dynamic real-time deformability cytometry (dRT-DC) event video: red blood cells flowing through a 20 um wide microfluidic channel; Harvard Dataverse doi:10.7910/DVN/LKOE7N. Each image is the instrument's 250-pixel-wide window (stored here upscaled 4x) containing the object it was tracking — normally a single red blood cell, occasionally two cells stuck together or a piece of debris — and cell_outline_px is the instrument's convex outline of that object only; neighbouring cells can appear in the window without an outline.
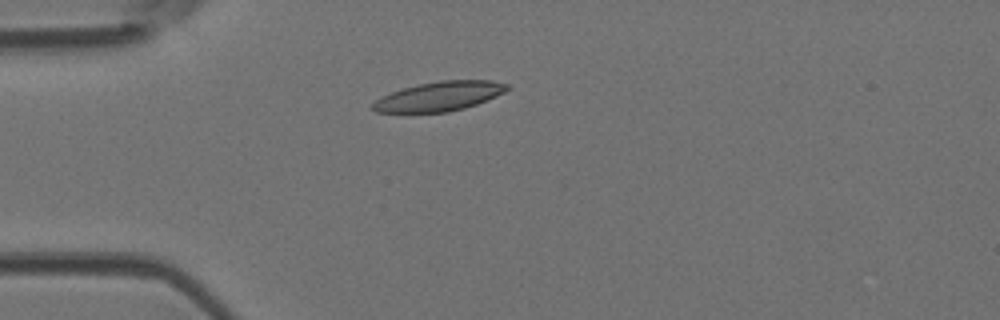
{"species": "Egyptian fruit bat (a non-hibernating species)", "species_latin": "Rousettus aegyptiacus", "temperature_condition": "room temperature", "stored_images_in_passage": 6, "camera_frame_rate_fps": 3000, "um_per_image_px": 0.085, "animal": {"sex": "female"}, "frame": {"image": 1, "passage_image": 4, "time_ms": 1.0, "image_size_px": [1000, 320], "cell_outline_px": [[508, 88], [504, 92], [488, 100], [464, 108], [448, 112], [376, 112], [372, 108], [372, 104], [380, 96], [404, 88], [420, 84], [440, 80], [492, 80], [508, 84]], "centroid_in_image_um": [37.35, 8.18], "position_along_channel_um": 47.7, "area_um2": 22.83}}